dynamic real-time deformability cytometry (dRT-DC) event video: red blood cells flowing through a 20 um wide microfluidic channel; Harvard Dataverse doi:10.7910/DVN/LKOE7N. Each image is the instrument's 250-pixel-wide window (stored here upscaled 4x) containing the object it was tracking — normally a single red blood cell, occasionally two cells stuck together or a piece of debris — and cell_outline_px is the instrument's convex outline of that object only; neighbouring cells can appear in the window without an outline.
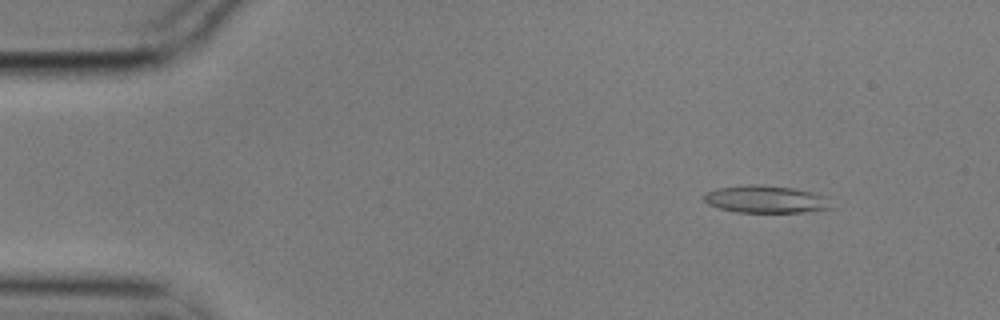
{"species": "common noctule bat (a hibernating species)", "species_latin": "Nyctalus noctula", "temperature_condition": "cold", "stored_images_in_passage": 6, "camera_frame_rate_fps": 3000, "um_per_image_px": 0.085, "animal": {"sex": "male", "body_mass_g": 17.9}, "frame": {"image": 1, "passage_image": 2, "time_ms": 0.333, "image_size_px": [1000, 320], "cell_outline_px": [[836, 208], [808, 212], [736, 212], [720, 208], [708, 204], [704, 200], [704, 196], [708, 192], [716, 188], [752, 184], [760, 184], [792, 188], [812, 192], [824, 196]], "centroid_in_image_um": [65.14, 16.94], "position_along_channel_um": 19.9, "area_um2": 20.35}}
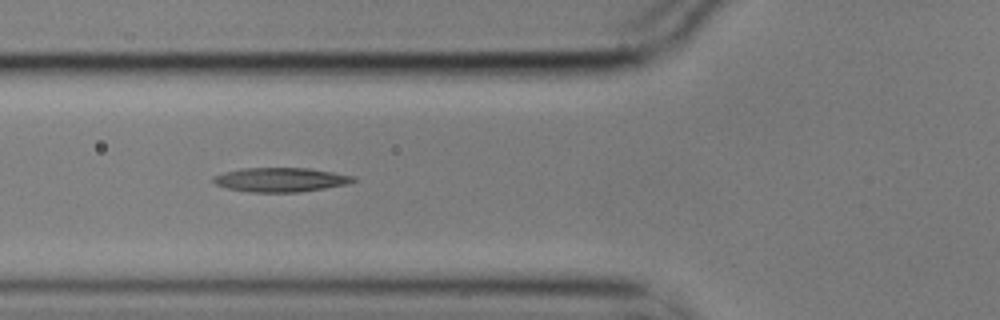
{"frame": {"image": 2, "passage_image": 5, "time_ms": 1.333, "image_size_px": [1000, 320], "cell_outline_px": [[356, 180], [348, 184], [300, 192], [248, 192], [228, 188], [216, 184], [212, 180], [212, 176], [224, 172], [240, 168], [308, 168], [356, 176]], "centroid_in_image_um": [23.84, 15.27], "position_along_channel_um": 102.0, "area_um2": 19.77}}
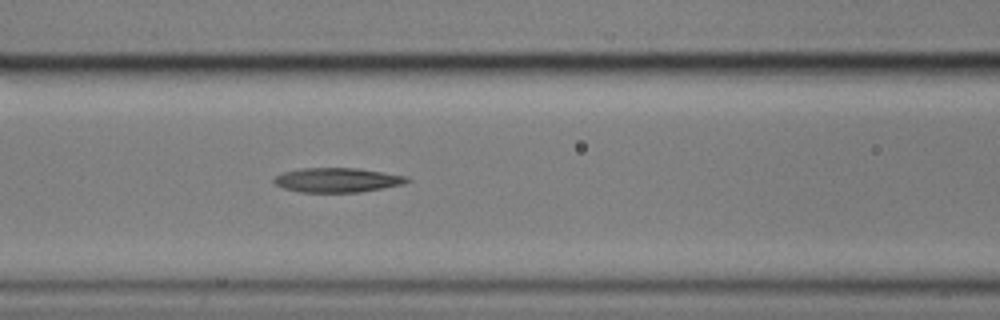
{"frame": {"image": 3, "passage_image": 6, "time_ms": 1.667, "image_size_px": [1000, 320], "cell_outline_px": [[412, 180], [404, 184], [360, 192], [300, 192], [284, 188], [276, 184], [272, 180], [276, 176], [284, 172], [300, 168], [356, 168], [408, 176]], "centroid_in_image_um": [28.69, 15.3], "position_along_channel_um": 137.9, "area_um2": 18.9}}